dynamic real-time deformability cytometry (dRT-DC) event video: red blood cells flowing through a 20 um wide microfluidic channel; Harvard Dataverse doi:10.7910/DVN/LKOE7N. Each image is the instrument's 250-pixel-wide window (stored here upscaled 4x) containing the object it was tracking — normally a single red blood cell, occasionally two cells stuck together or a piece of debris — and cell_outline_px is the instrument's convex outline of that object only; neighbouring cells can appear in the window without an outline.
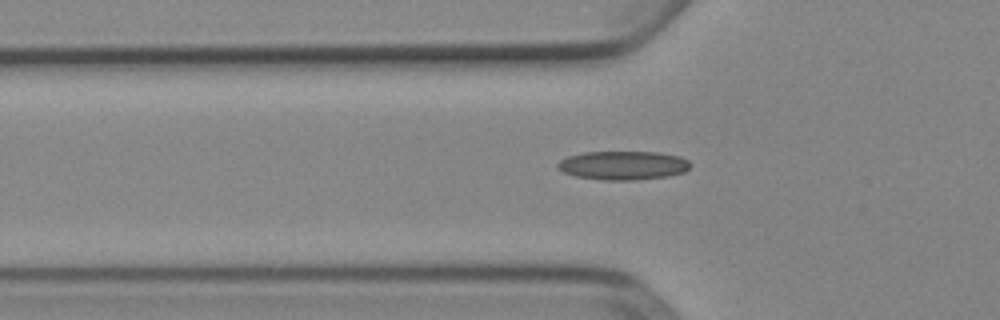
{"species": "Egyptian fruit bat (a non-hibernating species)", "species_latin": "Rousettus aegyptiacus", "temperature_condition": "cold", "stored_images_in_passage": 54, "camera_frame_rate_fps": 3000, "um_per_image_px": 0.085, "animal": {"sex": "female"}, "frame": {"image": 1, "passage_image": 19, "time_ms": 6.0, "image_size_px": [1000, 320], "cell_outline_px": [[692, 164], [684, 172], [668, 176], [636, 180], [604, 180], [576, 176], [564, 172], [556, 168], [556, 164], [560, 160], [568, 156], [584, 152], [656, 152], [680, 156], [688, 160]], "centroid_in_image_um": [52.96, 14.05], "position_along_channel_um": 72.8, "area_um2": 22.31}}
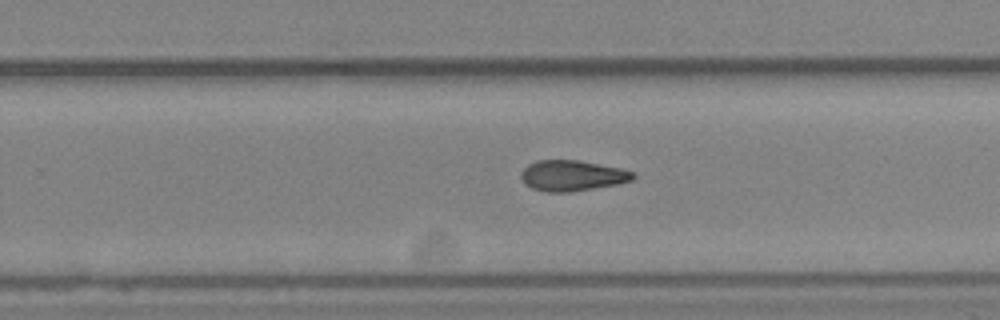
{"frame": {"image": 2, "passage_image": 35, "time_ms": 11.333, "image_size_px": [1000, 320], "cell_outline_px": [[636, 176], [632, 180], [616, 184], [568, 192], [544, 192], [532, 188], [524, 184], [520, 176], [520, 172], [528, 164], [536, 160], [580, 160], [620, 168], [632, 172]], "centroid_in_image_um": [48.58, 14.92], "position_along_channel_um": 281.2, "area_um2": 20.0}}
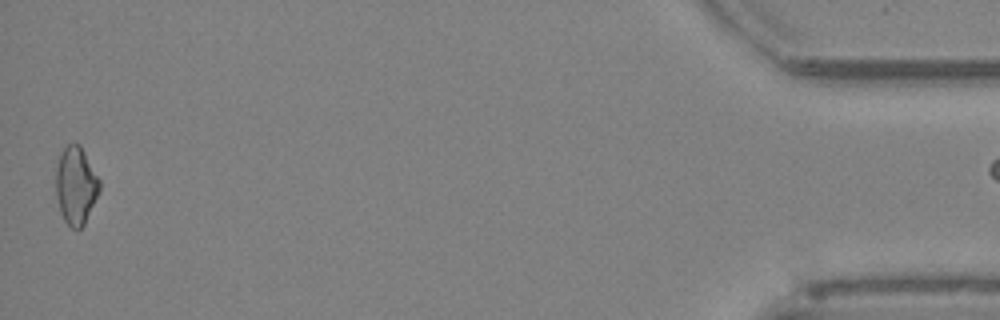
{"frame": {"image": 3, "passage_image": 53, "time_ms": 17.333, "image_size_px": [1000, 320], "cell_outline_px": [[100, 192], [84, 224], [80, 228], [72, 228], [64, 220], [60, 212], [56, 196], [56, 168], [60, 152], [68, 144], [80, 144], [100, 180]], "centroid_in_image_um": [6.45, 15.76], "position_along_channel_um": 428.8, "area_um2": 19.77}}